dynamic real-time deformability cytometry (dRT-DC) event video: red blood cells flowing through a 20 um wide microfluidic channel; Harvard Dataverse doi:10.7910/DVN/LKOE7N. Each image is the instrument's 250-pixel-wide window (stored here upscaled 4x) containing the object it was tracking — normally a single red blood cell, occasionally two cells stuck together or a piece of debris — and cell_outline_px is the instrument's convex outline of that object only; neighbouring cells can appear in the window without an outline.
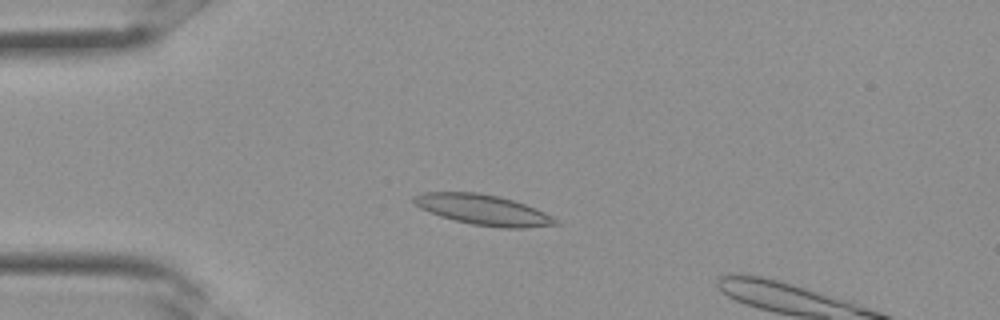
{"species": "Egyptian fruit bat (a non-hibernating species)", "species_latin": "Rousettus aegyptiacus", "temperature_condition": "room temperature", "stored_images_in_passage": 32, "camera_frame_rate_fps": 3000, "um_per_image_px": 0.085, "frame": {"image": 1, "passage_image": 9, "time_ms": 2.667, "image_size_px": [1000, 320], "cell_outline_px": [[560, 224], [524, 228], [500, 228], [472, 224], [440, 216], [420, 208], [412, 200], [412, 196], [424, 192], [476, 192], [496, 196], [512, 200], [536, 208], [560, 220]], "centroid_in_image_um": [41.09, 17.84], "position_along_channel_um": 43.9, "area_um2": 24.97}}
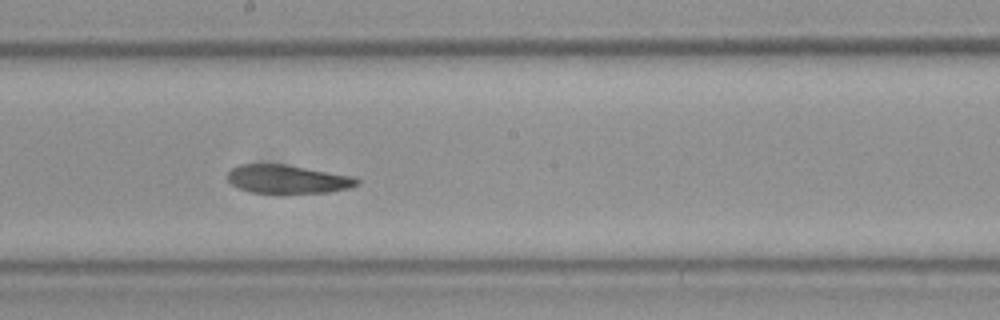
{"frame": {"image": 2, "passage_image": 19, "time_ms": 6.0, "image_size_px": [1000, 320], "cell_outline_px": [[360, 184], [348, 188], [328, 192], [252, 192], [240, 188], [232, 184], [228, 180], [228, 172], [232, 168], [240, 164], [284, 164], [352, 176], [360, 180]], "centroid_in_image_um": [24.45, 15.21], "position_along_channel_um": 223.8, "area_um2": 21.04}}
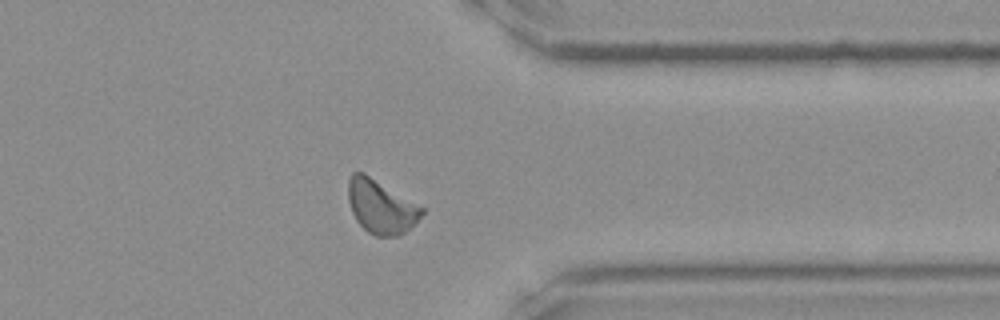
{"frame": {"image": 3, "passage_image": 27, "time_ms": 8.667, "image_size_px": [1000, 320], "cell_outline_px": [[424, 212], [404, 232], [396, 236], [376, 236], [368, 232], [356, 220], [352, 212], [348, 200], [348, 180], [352, 172], [364, 172], [424, 208]], "centroid_in_image_um": [32.34, 17.54], "position_along_channel_um": 379.1, "area_um2": 22.66}}